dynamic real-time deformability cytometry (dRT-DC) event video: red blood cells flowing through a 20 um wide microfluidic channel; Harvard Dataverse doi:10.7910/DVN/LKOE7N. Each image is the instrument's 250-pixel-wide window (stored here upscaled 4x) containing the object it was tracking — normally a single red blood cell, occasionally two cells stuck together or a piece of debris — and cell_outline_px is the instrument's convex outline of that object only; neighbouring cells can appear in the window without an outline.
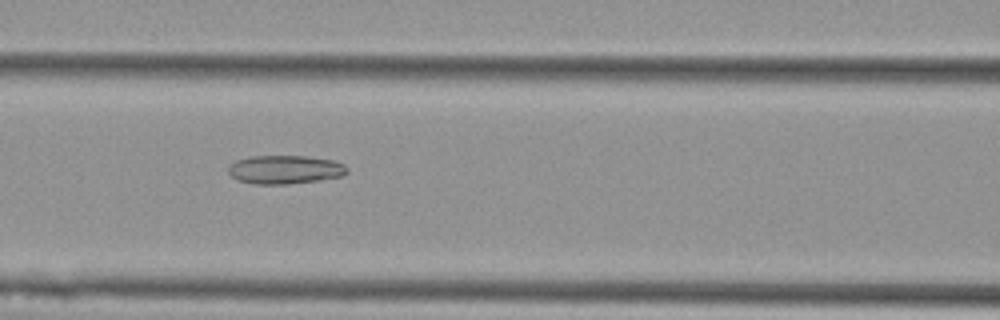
{"species": "Egyptian fruit bat (a non-hibernating species)", "species_latin": "Rousettus aegyptiacus", "temperature_condition": "cold", "stored_images_in_passage": 8, "camera_frame_rate_fps": 3000, "um_per_image_px": 0.085, "animal": {"sex": "female"}, "frame": {"image": 1, "passage_image": 4, "time_ms": 1.0, "image_size_px": [1000, 320], "cell_outline_px": [[348, 172], [340, 176], [320, 180], [288, 184], [252, 184], [236, 180], [228, 172], [228, 164], [236, 160], [248, 156], [308, 156], [332, 160], [344, 164], [348, 168]], "centroid_in_image_um": [24.18, 14.41], "position_along_channel_um": 142.4, "area_um2": 20.0}}
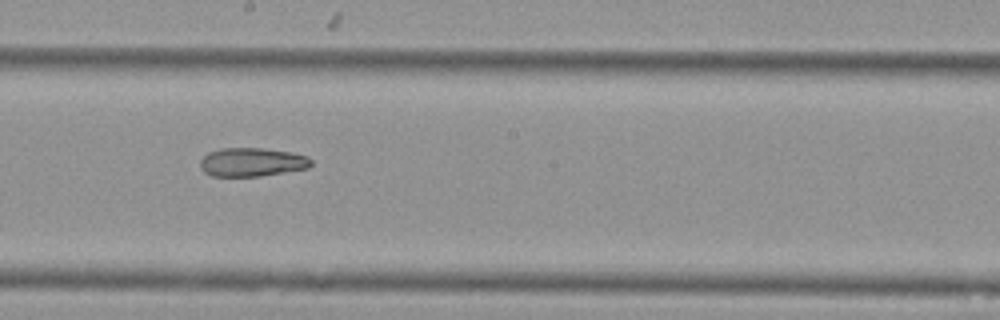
{"frame": {"image": 2, "passage_image": 6, "time_ms": 1.667, "image_size_px": [1000, 320], "cell_outline_px": [[312, 164], [308, 168], [260, 176], [212, 176], [204, 172], [200, 168], [200, 160], [208, 152], [220, 148], [264, 148], [292, 152], [308, 156], [312, 160]], "centroid_in_image_um": [21.41, 13.77], "position_along_channel_um": 226.8, "area_um2": 18.67}}
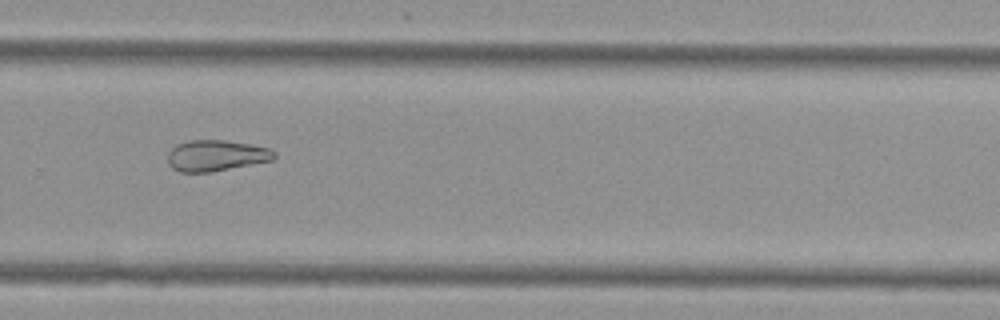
{"frame": {"image": 3, "passage_image": 8, "time_ms": 2.333, "image_size_px": [1000, 320], "cell_outline_px": [[276, 156], [272, 160], [212, 172], [180, 172], [172, 168], [168, 164], [168, 152], [176, 144], [188, 140], [224, 140], [252, 144], [268, 148], [276, 152]], "centroid_in_image_um": [18.35, 13.22], "position_along_channel_um": 311.4, "area_um2": 19.36}}